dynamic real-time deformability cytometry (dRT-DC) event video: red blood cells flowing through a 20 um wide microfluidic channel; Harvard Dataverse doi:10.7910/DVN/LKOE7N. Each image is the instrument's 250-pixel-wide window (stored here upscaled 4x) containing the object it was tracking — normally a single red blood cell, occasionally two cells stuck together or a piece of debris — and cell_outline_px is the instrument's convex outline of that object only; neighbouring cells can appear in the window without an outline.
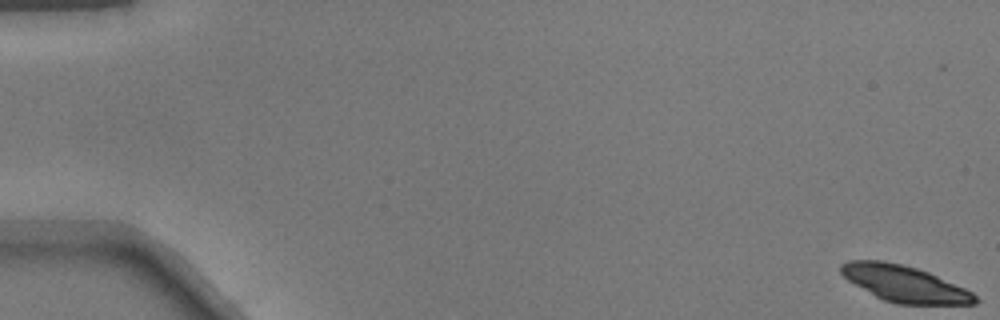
{"species": "common noctule bat (a hibernating species)", "species_latin": "Nyctalus noctula", "temperature_condition": "warm", "stored_images_in_passage": 8, "camera_frame_rate_fps": 3000, "um_per_image_px": 0.085, "animal": {"sex": "male", "body_mass_g": 17.9}, "frame": {"image": 1, "passage_image": 1, "time_ms": 0.0, "image_size_px": [1000, 320], "cell_outline_px": [[980, 300], [976, 304], [896, 304], [884, 300], [876, 296], [848, 280], [840, 272], [840, 264], [848, 260], [880, 260], [900, 264], [916, 268], [928, 272], [964, 288], [972, 292]], "centroid_in_image_um": [76.88, 24.12], "position_along_channel_um": 8.1, "area_um2": 28.09}}